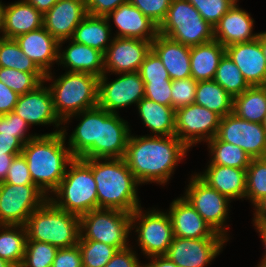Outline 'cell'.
Here are the masks:
<instances>
[{"label":"cell","instance_id":"c3c4849f","mask_svg":"<svg viewBox=\"0 0 266 267\" xmlns=\"http://www.w3.org/2000/svg\"><path fill=\"white\" fill-rule=\"evenodd\" d=\"M143 82L145 84L144 97L165 106H172V80Z\"/></svg>","mask_w":266,"mask_h":267},{"label":"cell","instance_id":"8992f818","mask_svg":"<svg viewBox=\"0 0 266 267\" xmlns=\"http://www.w3.org/2000/svg\"><path fill=\"white\" fill-rule=\"evenodd\" d=\"M98 79L89 73L65 72L48 86L55 112L64 122L68 117L98 105Z\"/></svg>","mask_w":266,"mask_h":267},{"label":"cell","instance_id":"f6af8a7d","mask_svg":"<svg viewBox=\"0 0 266 267\" xmlns=\"http://www.w3.org/2000/svg\"><path fill=\"white\" fill-rule=\"evenodd\" d=\"M29 127L28 123L14 112L0 115V134L17 137L24 144L38 136L36 134L27 135L26 132Z\"/></svg>","mask_w":266,"mask_h":267},{"label":"cell","instance_id":"8d00e7d4","mask_svg":"<svg viewBox=\"0 0 266 267\" xmlns=\"http://www.w3.org/2000/svg\"><path fill=\"white\" fill-rule=\"evenodd\" d=\"M213 80L221 85L232 97L242 94L250 87L237 65L226 53L219 62Z\"/></svg>","mask_w":266,"mask_h":267},{"label":"cell","instance_id":"d6986e66","mask_svg":"<svg viewBox=\"0 0 266 267\" xmlns=\"http://www.w3.org/2000/svg\"><path fill=\"white\" fill-rule=\"evenodd\" d=\"M44 82L35 90L19 95L14 113L31 125H50L59 128L63 122L57 116L51 92Z\"/></svg>","mask_w":266,"mask_h":267},{"label":"cell","instance_id":"e7e4bbea","mask_svg":"<svg viewBox=\"0 0 266 267\" xmlns=\"http://www.w3.org/2000/svg\"><path fill=\"white\" fill-rule=\"evenodd\" d=\"M0 267H14V266L11 265L8 261L0 258Z\"/></svg>","mask_w":266,"mask_h":267},{"label":"cell","instance_id":"6da1fadb","mask_svg":"<svg viewBox=\"0 0 266 267\" xmlns=\"http://www.w3.org/2000/svg\"><path fill=\"white\" fill-rule=\"evenodd\" d=\"M189 148L175 135H130L125 161L139 184L168 182Z\"/></svg>","mask_w":266,"mask_h":267},{"label":"cell","instance_id":"d590c367","mask_svg":"<svg viewBox=\"0 0 266 267\" xmlns=\"http://www.w3.org/2000/svg\"><path fill=\"white\" fill-rule=\"evenodd\" d=\"M209 164L247 169L252 158L239 146L219 140L216 136L208 142Z\"/></svg>","mask_w":266,"mask_h":267},{"label":"cell","instance_id":"91938a15","mask_svg":"<svg viewBox=\"0 0 266 267\" xmlns=\"http://www.w3.org/2000/svg\"><path fill=\"white\" fill-rule=\"evenodd\" d=\"M33 7L43 15L51 9L58 0H27Z\"/></svg>","mask_w":266,"mask_h":267},{"label":"cell","instance_id":"30bf717a","mask_svg":"<svg viewBox=\"0 0 266 267\" xmlns=\"http://www.w3.org/2000/svg\"><path fill=\"white\" fill-rule=\"evenodd\" d=\"M184 198L202 216L213 231L225 239L228 237L226 220L231 200L208 186L196 174L190 178Z\"/></svg>","mask_w":266,"mask_h":267},{"label":"cell","instance_id":"7c38bea8","mask_svg":"<svg viewBox=\"0 0 266 267\" xmlns=\"http://www.w3.org/2000/svg\"><path fill=\"white\" fill-rule=\"evenodd\" d=\"M221 116L196 103L175 110V136L189 149L216 136Z\"/></svg>","mask_w":266,"mask_h":267},{"label":"cell","instance_id":"f5cc1de1","mask_svg":"<svg viewBox=\"0 0 266 267\" xmlns=\"http://www.w3.org/2000/svg\"><path fill=\"white\" fill-rule=\"evenodd\" d=\"M137 256L136 251H133L131 246L118 250L105 267H143Z\"/></svg>","mask_w":266,"mask_h":267},{"label":"cell","instance_id":"d4e9b609","mask_svg":"<svg viewBox=\"0 0 266 267\" xmlns=\"http://www.w3.org/2000/svg\"><path fill=\"white\" fill-rule=\"evenodd\" d=\"M80 115V123L74 129L68 139V147L74 158L96 159L97 158V131L99 121V107L82 111L68 117L65 124L72 118Z\"/></svg>","mask_w":266,"mask_h":267},{"label":"cell","instance_id":"7a4b0ae2","mask_svg":"<svg viewBox=\"0 0 266 267\" xmlns=\"http://www.w3.org/2000/svg\"><path fill=\"white\" fill-rule=\"evenodd\" d=\"M63 128V129H62ZM66 128L38 135L23 146L29 172L35 184L47 197L60 185L69 163L74 159L66 147Z\"/></svg>","mask_w":266,"mask_h":267},{"label":"cell","instance_id":"9a60e30c","mask_svg":"<svg viewBox=\"0 0 266 267\" xmlns=\"http://www.w3.org/2000/svg\"><path fill=\"white\" fill-rule=\"evenodd\" d=\"M225 238L174 237L166 256L178 267H205L223 250Z\"/></svg>","mask_w":266,"mask_h":267},{"label":"cell","instance_id":"2e32d148","mask_svg":"<svg viewBox=\"0 0 266 267\" xmlns=\"http://www.w3.org/2000/svg\"><path fill=\"white\" fill-rule=\"evenodd\" d=\"M151 49L152 41L113 37L104 53V73L138 72Z\"/></svg>","mask_w":266,"mask_h":267},{"label":"cell","instance_id":"003e7915","mask_svg":"<svg viewBox=\"0 0 266 267\" xmlns=\"http://www.w3.org/2000/svg\"><path fill=\"white\" fill-rule=\"evenodd\" d=\"M257 267H266V263H259Z\"/></svg>","mask_w":266,"mask_h":267},{"label":"cell","instance_id":"9f6ffc18","mask_svg":"<svg viewBox=\"0 0 266 267\" xmlns=\"http://www.w3.org/2000/svg\"><path fill=\"white\" fill-rule=\"evenodd\" d=\"M254 218L253 224H262L266 223V196H264L261 200H259L254 205Z\"/></svg>","mask_w":266,"mask_h":267},{"label":"cell","instance_id":"6f0895ef","mask_svg":"<svg viewBox=\"0 0 266 267\" xmlns=\"http://www.w3.org/2000/svg\"><path fill=\"white\" fill-rule=\"evenodd\" d=\"M150 262L143 264V267H178L173 261H171L166 255L151 256L148 257Z\"/></svg>","mask_w":266,"mask_h":267},{"label":"cell","instance_id":"6125c7cd","mask_svg":"<svg viewBox=\"0 0 266 267\" xmlns=\"http://www.w3.org/2000/svg\"><path fill=\"white\" fill-rule=\"evenodd\" d=\"M258 41L260 42L263 55L266 59V31L265 32L262 31L259 33Z\"/></svg>","mask_w":266,"mask_h":267},{"label":"cell","instance_id":"4fadbf2b","mask_svg":"<svg viewBox=\"0 0 266 267\" xmlns=\"http://www.w3.org/2000/svg\"><path fill=\"white\" fill-rule=\"evenodd\" d=\"M118 78L108 82L107 73L98 79V107L110 113L136 104L145 95V84L139 72L121 73Z\"/></svg>","mask_w":266,"mask_h":267},{"label":"cell","instance_id":"74e56055","mask_svg":"<svg viewBox=\"0 0 266 267\" xmlns=\"http://www.w3.org/2000/svg\"><path fill=\"white\" fill-rule=\"evenodd\" d=\"M0 67L13 68L26 73H43L23 53L15 39L0 38Z\"/></svg>","mask_w":266,"mask_h":267},{"label":"cell","instance_id":"8fae6325","mask_svg":"<svg viewBox=\"0 0 266 267\" xmlns=\"http://www.w3.org/2000/svg\"><path fill=\"white\" fill-rule=\"evenodd\" d=\"M48 198L36 185L0 183V224L25 225Z\"/></svg>","mask_w":266,"mask_h":267},{"label":"cell","instance_id":"1f68e13d","mask_svg":"<svg viewBox=\"0 0 266 267\" xmlns=\"http://www.w3.org/2000/svg\"><path fill=\"white\" fill-rule=\"evenodd\" d=\"M110 27L106 17L87 14L75 28L71 40L97 49L104 54L113 40V37H110L112 34Z\"/></svg>","mask_w":266,"mask_h":267},{"label":"cell","instance_id":"f907efd6","mask_svg":"<svg viewBox=\"0 0 266 267\" xmlns=\"http://www.w3.org/2000/svg\"><path fill=\"white\" fill-rule=\"evenodd\" d=\"M52 267H83L78 244L70 248L58 249Z\"/></svg>","mask_w":266,"mask_h":267},{"label":"cell","instance_id":"603a6c76","mask_svg":"<svg viewBox=\"0 0 266 267\" xmlns=\"http://www.w3.org/2000/svg\"><path fill=\"white\" fill-rule=\"evenodd\" d=\"M114 20L117 31L114 37L136 38L153 41L158 35V26L129 1L121 4L107 17Z\"/></svg>","mask_w":266,"mask_h":267},{"label":"cell","instance_id":"681fc988","mask_svg":"<svg viewBox=\"0 0 266 267\" xmlns=\"http://www.w3.org/2000/svg\"><path fill=\"white\" fill-rule=\"evenodd\" d=\"M4 182L13 185H35L22 153L13 159Z\"/></svg>","mask_w":266,"mask_h":267},{"label":"cell","instance_id":"7402d4cb","mask_svg":"<svg viewBox=\"0 0 266 267\" xmlns=\"http://www.w3.org/2000/svg\"><path fill=\"white\" fill-rule=\"evenodd\" d=\"M225 53L237 65L250 87L266 86V59L258 38L227 46Z\"/></svg>","mask_w":266,"mask_h":267},{"label":"cell","instance_id":"9c48e42d","mask_svg":"<svg viewBox=\"0 0 266 267\" xmlns=\"http://www.w3.org/2000/svg\"><path fill=\"white\" fill-rule=\"evenodd\" d=\"M138 233V246L144 256L166 255L174 239L173 228L167 212L152 209L145 212L138 207L131 213V230Z\"/></svg>","mask_w":266,"mask_h":267},{"label":"cell","instance_id":"94428289","mask_svg":"<svg viewBox=\"0 0 266 267\" xmlns=\"http://www.w3.org/2000/svg\"><path fill=\"white\" fill-rule=\"evenodd\" d=\"M253 226H255V229L258 230L257 232L259 233L265 246V254L262 256L263 258L260 260V263H266V223L253 224Z\"/></svg>","mask_w":266,"mask_h":267},{"label":"cell","instance_id":"5b68a950","mask_svg":"<svg viewBox=\"0 0 266 267\" xmlns=\"http://www.w3.org/2000/svg\"><path fill=\"white\" fill-rule=\"evenodd\" d=\"M67 168L49 199L58 208L81 217L97 209V184L91 167L82 158H74Z\"/></svg>","mask_w":266,"mask_h":267},{"label":"cell","instance_id":"83f0119b","mask_svg":"<svg viewBox=\"0 0 266 267\" xmlns=\"http://www.w3.org/2000/svg\"><path fill=\"white\" fill-rule=\"evenodd\" d=\"M43 27V14L27 0H19L5 7L3 38L15 39Z\"/></svg>","mask_w":266,"mask_h":267},{"label":"cell","instance_id":"cb8c5ba5","mask_svg":"<svg viewBox=\"0 0 266 267\" xmlns=\"http://www.w3.org/2000/svg\"><path fill=\"white\" fill-rule=\"evenodd\" d=\"M254 19L238 4H234L214 26V40L224 47L253 41L259 33H253Z\"/></svg>","mask_w":266,"mask_h":267},{"label":"cell","instance_id":"e0dca14e","mask_svg":"<svg viewBox=\"0 0 266 267\" xmlns=\"http://www.w3.org/2000/svg\"><path fill=\"white\" fill-rule=\"evenodd\" d=\"M130 132L128 122L118 113L99 108L97 158H124Z\"/></svg>","mask_w":266,"mask_h":267},{"label":"cell","instance_id":"f35d334b","mask_svg":"<svg viewBox=\"0 0 266 267\" xmlns=\"http://www.w3.org/2000/svg\"><path fill=\"white\" fill-rule=\"evenodd\" d=\"M44 80V73H26L13 68L0 67V81L18 95L35 90Z\"/></svg>","mask_w":266,"mask_h":267},{"label":"cell","instance_id":"44dd1931","mask_svg":"<svg viewBox=\"0 0 266 267\" xmlns=\"http://www.w3.org/2000/svg\"><path fill=\"white\" fill-rule=\"evenodd\" d=\"M167 211L174 237L179 238H224L215 233L195 208L182 196L170 203Z\"/></svg>","mask_w":266,"mask_h":267},{"label":"cell","instance_id":"277c9868","mask_svg":"<svg viewBox=\"0 0 266 267\" xmlns=\"http://www.w3.org/2000/svg\"><path fill=\"white\" fill-rule=\"evenodd\" d=\"M24 226L27 240L49 243L58 249L79 242L80 217L58 208L49 198L29 216Z\"/></svg>","mask_w":266,"mask_h":267},{"label":"cell","instance_id":"03108f58","mask_svg":"<svg viewBox=\"0 0 266 267\" xmlns=\"http://www.w3.org/2000/svg\"><path fill=\"white\" fill-rule=\"evenodd\" d=\"M262 126L266 131V115L264 116L263 122H262Z\"/></svg>","mask_w":266,"mask_h":267},{"label":"cell","instance_id":"be15d7a7","mask_svg":"<svg viewBox=\"0 0 266 267\" xmlns=\"http://www.w3.org/2000/svg\"><path fill=\"white\" fill-rule=\"evenodd\" d=\"M5 7H6V5L5 4H2V2L0 1V33H2V35L0 36V38H3Z\"/></svg>","mask_w":266,"mask_h":267},{"label":"cell","instance_id":"ee69618b","mask_svg":"<svg viewBox=\"0 0 266 267\" xmlns=\"http://www.w3.org/2000/svg\"><path fill=\"white\" fill-rule=\"evenodd\" d=\"M198 82L192 77L172 80V107L176 110L195 102V92Z\"/></svg>","mask_w":266,"mask_h":267},{"label":"cell","instance_id":"836d02e7","mask_svg":"<svg viewBox=\"0 0 266 267\" xmlns=\"http://www.w3.org/2000/svg\"><path fill=\"white\" fill-rule=\"evenodd\" d=\"M221 117L233 112V97L215 80L198 81L195 102Z\"/></svg>","mask_w":266,"mask_h":267},{"label":"cell","instance_id":"ab89813d","mask_svg":"<svg viewBox=\"0 0 266 267\" xmlns=\"http://www.w3.org/2000/svg\"><path fill=\"white\" fill-rule=\"evenodd\" d=\"M246 178L245 198L254 206L266 196V157L252 158L246 169Z\"/></svg>","mask_w":266,"mask_h":267},{"label":"cell","instance_id":"d6a6232c","mask_svg":"<svg viewBox=\"0 0 266 267\" xmlns=\"http://www.w3.org/2000/svg\"><path fill=\"white\" fill-rule=\"evenodd\" d=\"M239 118L262 124L266 115V86H252L233 97V112Z\"/></svg>","mask_w":266,"mask_h":267},{"label":"cell","instance_id":"db71d44e","mask_svg":"<svg viewBox=\"0 0 266 267\" xmlns=\"http://www.w3.org/2000/svg\"><path fill=\"white\" fill-rule=\"evenodd\" d=\"M19 95L0 81V115L14 111Z\"/></svg>","mask_w":266,"mask_h":267},{"label":"cell","instance_id":"7bdbcfd3","mask_svg":"<svg viewBox=\"0 0 266 267\" xmlns=\"http://www.w3.org/2000/svg\"><path fill=\"white\" fill-rule=\"evenodd\" d=\"M211 26H215L222 16L234 5L229 0H188Z\"/></svg>","mask_w":266,"mask_h":267},{"label":"cell","instance_id":"60d3db41","mask_svg":"<svg viewBox=\"0 0 266 267\" xmlns=\"http://www.w3.org/2000/svg\"><path fill=\"white\" fill-rule=\"evenodd\" d=\"M78 246L83 267H105L118 251L117 248L94 240L79 238Z\"/></svg>","mask_w":266,"mask_h":267},{"label":"cell","instance_id":"816d5d0a","mask_svg":"<svg viewBox=\"0 0 266 267\" xmlns=\"http://www.w3.org/2000/svg\"><path fill=\"white\" fill-rule=\"evenodd\" d=\"M129 0H85L87 14L107 17L121 4Z\"/></svg>","mask_w":266,"mask_h":267},{"label":"cell","instance_id":"ffe728a7","mask_svg":"<svg viewBox=\"0 0 266 267\" xmlns=\"http://www.w3.org/2000/svg\"><path fill=\"white\" fill-rule=\"evenodd\" d=\"M15 41L23 53L45 74L44 82L52 80L54 76L51 67L59 59V41L44 27L20 35Z\"/></svg>","mask_w":266,"mask_h":267},{"label":"cell","instance_id":"680465c9","mask_svg":"<svg viewBox=\"0 0 266 267\" xmlns=\"http://www.w3.org/2000/svg\"><path fill=\"white\" fill-rule=\"evenodd\" d=\"M17 155H0V183L4 182L13 159Z\"/></svg>","mask_w":266,"mask_h":267},{"label":"cell","instance_id":"3957f363","mask_svg":"<svg viewBox=\"0 0 266 267\" xmlns=\"http://www.w3.org/2000/svg\"><path fill=\"white\" fill-rule=\"evenodd\" d=\"M83 160L91 167L97 184V209L132 213L141 206L137 195L140 184L124 158Z\"/></svg>","mask_w":266,"mask_h":267},{"label":"cell","instance_id":"b9f144b4","mask_svg":"<svg viewBox=\"0 0 266 267\" xmlns=\"http://www.w3.org/2000/svg\"><path fill=\"white\" fill-rule=\"evenodd\" d=\"M57 251L58 248L49 243L27 240L20 267H52Z\"/></svg>","mask_w":266,"mask_h":267},{"label":"cell","instance_id":"4dcf8cb0","mask_svg":"<svg viewBox=\"0 0 266 267\" xmlns=\"http://www.w3.org/2000/svg\"><path fill=\"white\" fill-rule=\"evenodd\" d=\"M138 113L151 136L175 135V109L143 97L137 103Z\"/></svg>","mask_w":266,"mask_h":267},{"label":"cell","instance_id":"7dc6e473","mask_svg":"<svg viewBox=\"0 0 266 267\" xmlns=\"http://www.w3.org/2000/svg\"><path fill=\"white\" fill-rule=\"evenodd\" d=\"M172 0H129L158 27L167 15Z\"/></svg>","mask_w":266,"mask_h":267},{"label":"cell","instance_id":"4316f807","mask_svg":"<svg viewBox=\"0 0 266 267\" xmlns=\"http://www.w3.org/2000/svg\"><path fill=\"white\" fill-rule=\"evenodd\" d=\"M152 50L161 59L171 80L191 77L189 46L158 33L152 41Z\"/></svg>","mask_w":266,"mask_h":267},{"label":"cell","instance_id":"ac0fdd59","mask_svg":"<svg viewBox=\"0 0 266 267\" xmlns=\"http://www.w3.org/2000/svg\"><path fill=\"white\" fill-rule=\"evenodd\" d=\"M87 15L85 0H58L43 15V27L59 41V48L72 38L75 28Z\"/></svg>","mask_w":266,"mask_h":267},{"label":"cell","instance_id":"11a10c76","mask_svg":"<svg viewBox=\"0 0 266 267\" xmlns=\"http://www.w3.org/2000/svg\"><path fill=\"white\" fill-rule=\"evenodd\" d=\"M24 143L12 135L0 134V155H19Z\"/></svg>","mask_w":266,"mask_h":267},{"label":"cell","instance_id":"ba28073f","mask_svg":"<svg viewBox=\"0 0 266 267\" xmlns=\"http://www.w3.org/2000/svg\"><path fill=\"white\" fill-rule=\"evenodd\" d=\"M131 231V213L129 212L116 209H95L80 217L82 240L103 242L118 250L130 246L128 236Z\"/></svg>","mask_w":266,"mask_h":267},{"label":"cell","instance_id":"484cf974","mask_svg":"<svg viewBox=\"0 0 266 267\" xmlns=\"http://www.w3.org/2000/svg\"><path fill=\"white\" fill-rule=\"evenodd\" d=\"M202 173L196 175L220 194L230 200L245 199L246 169L208 164L207 169Z\"/></svg>","mask_w":266,"mask_h":267},{"label":"cell","instance_id":"bcb514c9","mask_svg":"<svg viewBox=\"0 0 266 267\" xmlns=\"http://www.w3.org/2000/svg\"><path fill=\"white\" fill-rule=\"evenodd\" d=\"M138 72L143 81L171 80L161 59L152 49L146 55Z\"/></svg>","mask_w":266,"mask_h":267},{"label":"cell","instance_id":"e575fe53","mask_svg":"<svg viewBox=\"0 0 266 267\" xmlns=\"http://www.w3.org/2000/svg\"><path fill=\"white\" fill-rule=\"evenodd\" d=\"M26 241L27 232L24 225L0 224V258L14 267H20L22 264Z\"/></svg>","mask_w":266,"mask_h":267},{"label":"cell","instance_id":"a7ac6f4b","mask_svg":"<svg viewBox=\"0 0 266 267\" xmlns=\"http://www.w3.org/2000/svg\"><path fill=\"white\" fill-rule=\"evenodd\" d=\"M233 4H237L238 0H229Z\"/></svg>","mask_w":266,"mask_h":267},{"label":"cell","instance_id":"5bb4252c","mask_svg":"<svg viewBox=\"0 0 266 267\" xmlns=\"http://www.w3.org/2000/svg\"><path fill=\"white\" fill-rule=\"evenodd\" d=\"M216 137L239 146L251 158L266 157V131L260 123L249 122L230 113L221 117Z\"/></svg>","mask_w":266,"mask_h":267},{"label":"cell","instance_id":"f546056e","mask_svg":"<svg viewBox=\"0 0 266 267\" xmlns=\"http://www.w3.org/2000/svg\"><path fill=\"white\" fill-rule=\"evenodd\" d=\"M225 47L218 41L190 47L191 77L195 81L213 80Z\"/></svg>","mask_w":266,"mask_h":267},{"label":"cell","instance_id":"52a82bcc","mask_svg":"<svg viewBox=\"0 0 266 267\" xmlns=\"http://www.w3.org/2000/svg\"><path fill=\"white\" fill-rule=\"evenodd\" d=\"M158 33L192 47L214 40V27L188 0H172Z\"/></svg>","mask_w":266,"mask_h":267},{"label":"cell","instance_id":"f1b7e54d","mask_svg":"<svg viewBox=\"0 0 266 267\" xmlns=\"http://www.w3.org/2000/svg\"><path fill=\"white\" fill-rule=\"evenodd\" d=\"M65 50L59 48L58 66L64 65L67 72L89 73L97 77L104 74V54L97 49L74 42Z\"/></svg>","mask_w":266,"mask_h":267}]
</instances>
